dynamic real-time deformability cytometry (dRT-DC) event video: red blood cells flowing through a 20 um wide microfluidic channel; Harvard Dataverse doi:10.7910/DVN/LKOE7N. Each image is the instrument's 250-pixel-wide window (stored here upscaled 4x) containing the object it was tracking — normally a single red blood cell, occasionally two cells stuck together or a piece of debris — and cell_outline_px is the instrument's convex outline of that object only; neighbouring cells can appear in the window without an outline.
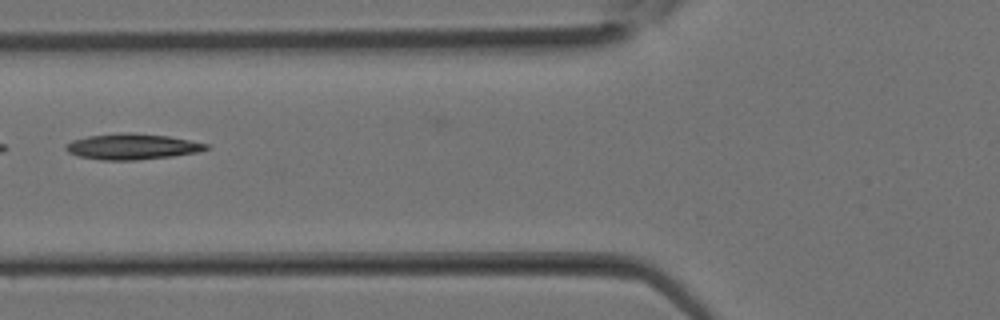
{"species": "Egyptian fruit bat (a non-hibernating species)", "species_latin": "Rousettus aegyptiacus", "temperature_condition": "room temperature", "stored_images_in_passage": 11, "camera_frame_rate_fps": 3000, "um_per_image_px": 0.085, "animal": {"sex": "female"}, "frame": {"image": 1, "passage_image": 8, "time_ms": 2.333, "image_size_px": [1000, 320], "cell_outline_px": [[208, 148], [200, 152], [172, 156], [136, 160], [104, 160], [80, 156], [68, 152], [64, 148], [64, 144], [72, 140], [88, 136], [120, 132], [132, 132], [168, 136], [208, 144]], "centroid_in_image_um": [11.21, 12.45], "position_along_channel_um": 114.6, "area_um2": 21.1}}
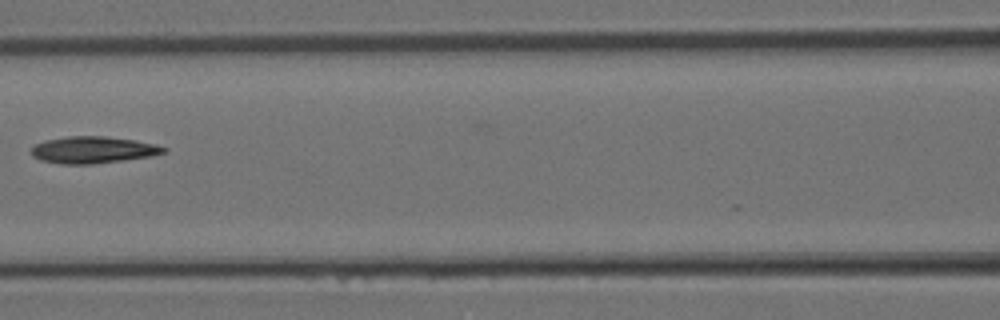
{"frame": {"image": 2, "passage_image": 10, "time_ms": 3.0, "image_size_px": [1000, 320], "cell_outline_px": [[168, 148], [164, 152], [152, 156], [124, 160], [92, 164], [60, 164], [40, 160], [32, 156], [32, 148], [36, 144], [44, 140], [68, 136], [104, 136], [132, 140], [156, 144]], "centroid_in_image_um": [7.89, 12.74], "position_along_channel_um": 158.7, "area_um2": 20.63}}